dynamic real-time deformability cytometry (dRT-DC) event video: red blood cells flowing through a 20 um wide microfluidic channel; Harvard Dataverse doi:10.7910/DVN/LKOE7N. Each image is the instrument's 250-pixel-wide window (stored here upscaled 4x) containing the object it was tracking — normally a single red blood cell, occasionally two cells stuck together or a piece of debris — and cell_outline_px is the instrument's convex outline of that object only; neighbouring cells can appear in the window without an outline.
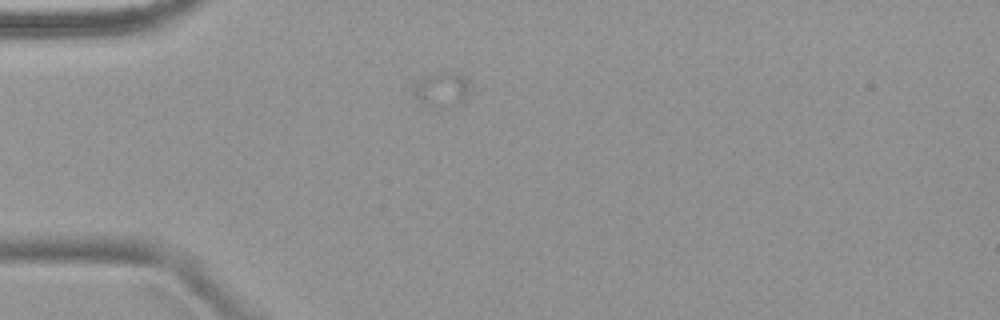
{"species": "common noctule bat (a hibernating species)", "species_latin": "Nyctalus noctula", "temperature_condition": "warm", "stored_images_in_passage": 5, "camera_frame_rate_fps": 3000, "um_per_image_px": 0.085, "animal": {"sex": "female", "body_mass_g": 18.4}, "frame": {"image": 1, "passage_image": 3, "time_ms": 2.333, "image_size_px": [1000, 320], "cell_outline_px": [[468, 92], [464, 100], [456, 104], [440, 108], [432, 108], [416, 104], [412, 96], [412, 84], [436, 72], [460, 72], [468, 80]], "centroid_in_image_um": [37.45, 7.64], "position_along_channel_um": 47.6, "area_um2": 11.91}}